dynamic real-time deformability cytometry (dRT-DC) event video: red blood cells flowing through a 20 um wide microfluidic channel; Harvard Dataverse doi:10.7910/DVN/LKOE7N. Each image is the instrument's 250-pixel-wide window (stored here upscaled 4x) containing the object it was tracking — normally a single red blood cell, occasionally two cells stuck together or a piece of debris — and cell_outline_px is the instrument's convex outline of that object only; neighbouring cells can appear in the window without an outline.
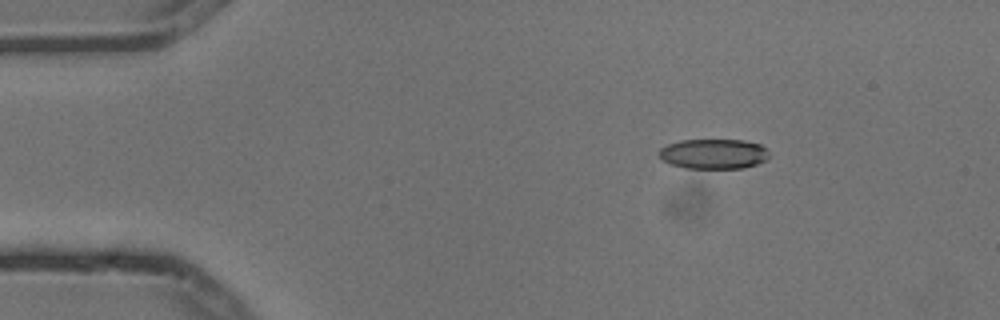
{"species": "common noctule bat (a hibernating species)", "species_latin": "Nyctalus noctula", "temperature_condition": "cold", "stored_images_in_passage": 4, "camera_frame_rate_fps": 3000, "um_per_image_px": 0.085, "animal": {"sex": "male", "body_mass_g": 13.3}, "frame": {"image": 1, "passage_image": 2, "time_ms": 0.333, "image_size_px": [1000, 320], "cell_outline_px": [[768, 156], [764, 160], [756, 164], [744, 168], [684, 168], [672, 164], [664, 160], [660, 156], [660, 148], [668, 144], [680, 140], [744, 140], [760, 144], [768, 152]], "centroid_in_image_um": [60.65, 13.07], "position_along_channel_um": 24.3, "area_um2": 19.02}}